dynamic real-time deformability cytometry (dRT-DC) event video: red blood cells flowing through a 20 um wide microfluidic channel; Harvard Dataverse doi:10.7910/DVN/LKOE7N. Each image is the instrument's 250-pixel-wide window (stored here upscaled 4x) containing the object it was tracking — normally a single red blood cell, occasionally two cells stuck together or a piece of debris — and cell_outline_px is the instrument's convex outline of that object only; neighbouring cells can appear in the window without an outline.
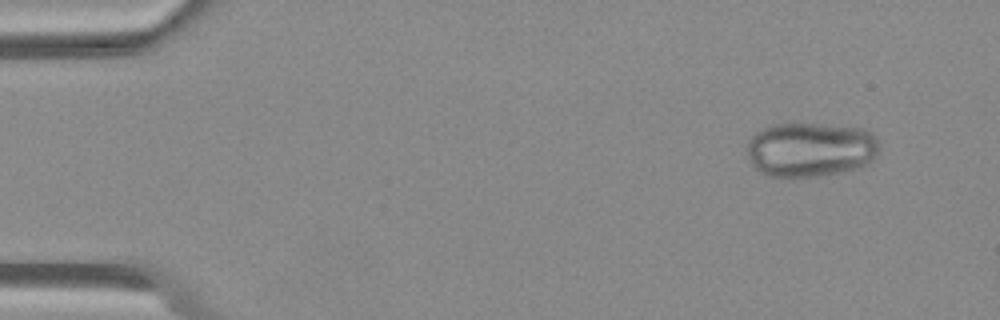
{"species": "Egyptian fruit bat (a non-hibernating species)", "species_latin": "Rousettus aegyptiacus", "temperature_condition": "warm", "stored_images_in_passage": 11, "camera_frame_rate_fps": 3000, "um_per_image_px": 0.085, "animal": {"sex": "female"}, "frame": {"image": 1, "passage_image": 1, "time_ms": 0.0, "image_size_px": [1000, 320], "cell_outline_px": [[876, 152], [872, 160], [864, 164], [852, 168], [836, 172], [808, 176], [768, 176], [760, 172], [752, 164], [748, 156], [748, 140], [756, 132], [772, 124], [816, 124], [864, 128], [876, 136]], "centroid_in_image_um": [68.83, 12.68], "position_along_channel_um": 16.2, "area_um2": 41.15}}